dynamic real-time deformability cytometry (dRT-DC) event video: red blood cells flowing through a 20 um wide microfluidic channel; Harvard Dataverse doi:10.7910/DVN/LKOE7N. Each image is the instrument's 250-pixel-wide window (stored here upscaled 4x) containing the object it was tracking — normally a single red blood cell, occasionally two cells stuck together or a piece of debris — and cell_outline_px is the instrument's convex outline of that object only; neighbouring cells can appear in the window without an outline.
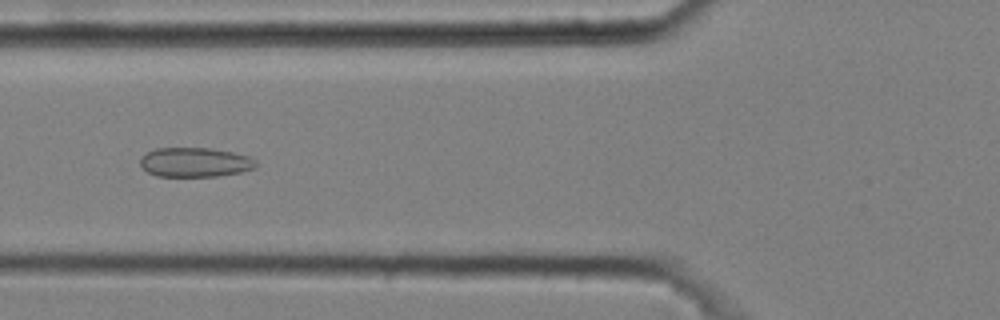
{"species": "common noctule bat (a hibernating species)", "species_latin": "Nyctalus noctula", "temperature_condition": "cold", "stored_images_in_passage": 40, "camera_frame_rate_fps": 3000, "um_per_image_px": 0.085, "animal": {"sex": "male", "body_mass_g": 20.4}, "frame": {"image": 1, "passage_image": 8, "time_ms": 2.333, "image_size_px": [1000, 320], "cell_outline_px": [[256, 168], [240, 172], [216, 176], [156, 176], [148, 172], [140, 164], [140, 156], [156, 148], [208, 148], [232, 152], [252, 156], [256, 160]], "centroid_in_image_um": [16.59, 13.79], "position_along_channel_um": 109.2, "area_um2": 19.88}}
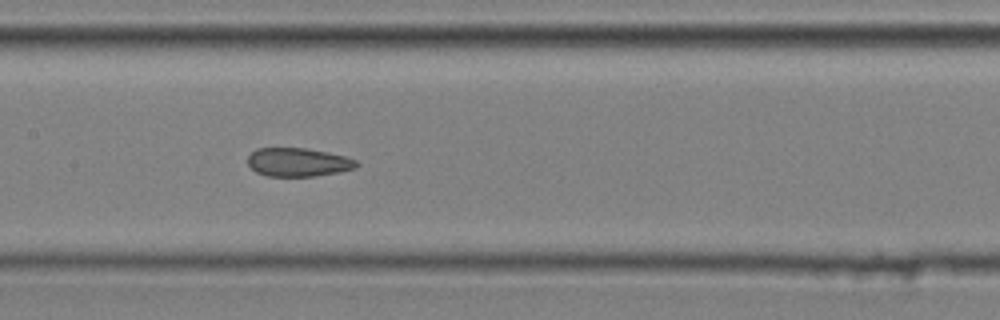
{"frame": {"image": 2, "passage_image": 14, "time_ms": 4.333, "image_size_px": [1000, 320], "cell_outline_px": [[360, 164], [356, 168], [340, 172], [316, 176], [268, 176], [256, 172], [248, 164], [248, 156], [256, 148], [308, 148], [328, 152], [344, 156], [356, 160]], "centroid_in_image_um": [25.36, 13.78], "position_along_channel_um": 182.0, "area_um2": 18.21}}
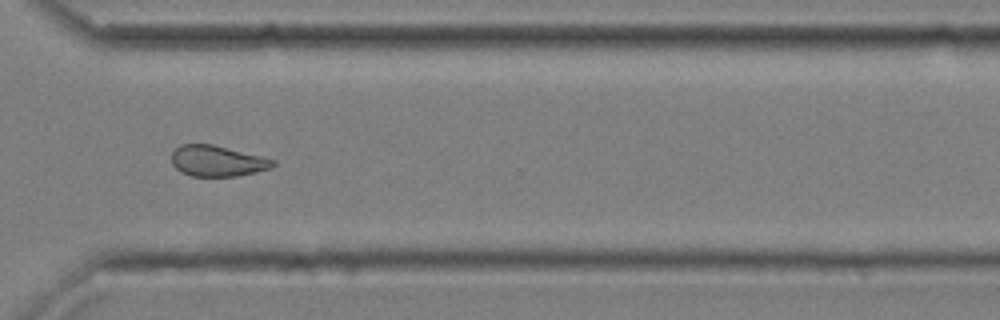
{"frame": {"image": 3, "passage_image": 28, "time_ms": 9.0, "image_size_px": [1000, 320], "cell_outline_px": [[276, 164], [272, 168], [236, 176], [192, 176], [180, 172], [172, 164], [172, 152], [180, 144], [212, 144], [264, 156], [276, 160]], "centroid_in_image_um": [18.49, 13.67], "position_along_channel_um": 352.1, "area_um2": 18.38}, "authors_computed_cell_mechanics": {"area_um2": 18.9295, "velocity_mm_per_s": 3.6388, "shape_relaxation_time_tau1_ms": null, "shape_relaxation_time_tau2_ms": 1.97, "deformation_change_tau1": null, "deformation_change_tau2": 0.09}}